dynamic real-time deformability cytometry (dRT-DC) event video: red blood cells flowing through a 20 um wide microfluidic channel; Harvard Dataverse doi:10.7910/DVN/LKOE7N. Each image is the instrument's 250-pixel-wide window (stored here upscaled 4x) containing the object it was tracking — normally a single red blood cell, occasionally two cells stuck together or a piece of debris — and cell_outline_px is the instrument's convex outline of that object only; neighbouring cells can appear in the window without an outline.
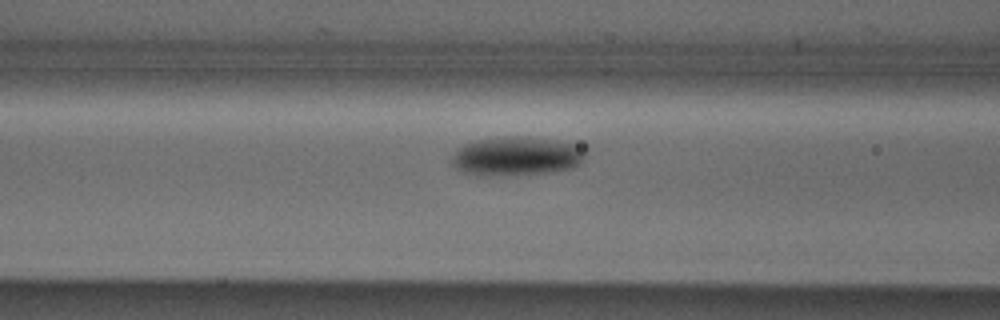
{"species": "Egyptian fruit bat (a non-hibernating species)", "species_latin": "Rousettus aegyptiacus", "temperature_condition": "cold", "stored_images_in_passage": 16, "camera_frame_rate_fps": 3000, "um_per_image_px": 0.085, "animal": {"sex": "male"}, "frame": {"image": 1, "passage_image": 14, "time_ms": 4.333, "image_size_px": [1000, 320], "cell_outline_px": [[588, 148], [584, 160], [580, 164], [572, 168], [544, 172], [484, 176], [476, 176], [464, 172], [456, 168], [452, 164], [452, 156], [464, 144], [472, 140], [504, 136], [524, 136], [588, 144]], "centroid_in_image_um": [43.99, 13.24], "position_along_channel_um": 122.6, "area_um2": 30.92}}